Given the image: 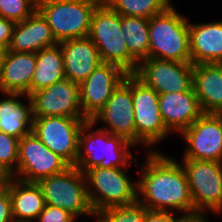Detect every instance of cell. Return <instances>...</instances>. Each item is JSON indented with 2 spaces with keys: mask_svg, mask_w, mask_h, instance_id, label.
I'll list each match as a JSON object with an SVG mask.
<instances>
[{
  "mask_svg": "<svg viewBox=\"0 0 222 222\" xmlns=\"http://www.w3.org/2000/svg\"><path fill=\"white\" fill-rule=\"evenodd\" d=\"M147 156V162L140 171L141 179L137 181V201L149 210L169 211L170 208V212L173 209L181 213L194 212L187 176L181 163L155 150L149 151Z\"/></svg>",
  "mask_w": 222,
  "mask_h": 222,
  "instance_id": "6da1fadb",
  "label": "cell"
},
{
  "mask_svg": "<svg viewBox=\"0 0 222 222\" xmlns=\"http://www.w3.org/2000/svg\"><path fill=\"white\" fill-rule=\"evenodd\" d=\"M94 126L91 120L86 121L79 134L76 166L83 173L94 167L123 168L130 166L129 161H136L129 152L130 146H134L131 142L101 128L91 131Z\"/></svg>",
  "mask_w": 222,
  "mask_h": 222,
  "instance_id": "7a4b0ae2",
  "label": "cell"
},
{
  "mask_svg": "<svg viewBox=\"0 0 222 222\" xmlns=\"http://www.w3.org/2000/svg\"><path fill=\"white\" fill-rule=\"evenodd\" d=\"M174 8L149 19V58L191 63L189 22Z\"/></svg>",
  "mask_w": 222,
  "mask_h": 222,
  "instance_id": "3957f363",
  "label": "cell"
},
{
  "mask_svg": "<svg viewBox=\"0 0 222 222\" xmlns=\"http://www.w3.org/2000/svg\"><path fill=\"white\" fill-rule=\"evenodd\" d=\"M103 0H37V11L56 41L89 36L92 15Z\"/></svg>",
  "mask_w": 222,
  "mask_h": 222,
  "instance_id": "277c9868",
  "label": "cell"
},
{
  "mask_svg": "<svg viewBox=\"0 0 222 222\" xmlns=\"http://www.w3.org/2000/svg\"><path fill=\"white\" fill-rule=\"evenodd\" d=\"M98 49L102 63L114 64L134 74L138 64L130 57L121 29V15L102 1L94 10L88 36Z\"/></svg>",
  "mask_w": 222,
  "mask_h": 222,
  "instance_id": "5b68a950",
  "label": "cell"
},
{
  "mask_svg": "<svg viewBox=\"0 0 222 222\" xmlns=\"http://www.w3.org/2000/svg\"><path fill=\"white\" fill-rule=\"evenodd\" d=\"M125 168L94 167L84 172L90 204L95 213L114 206H127L137 202V181L132 182Z\"/></svg>",
  "mask_w": 222,
  "mask_h": 222,
  "instance_id": "8992f818",
  "label": "cell"
},
{
  "mask_svg": "<svg viewBox=\"0 0 222 222\" xmlns=\"http://www.w3.org/2000/svg\"><path fill=\"white\" fill-rule=\"evenodd\" d=\"M37 184L46 205L67 210L76 218L81 215L94 216L85 175L77 166H70L62 173L43 178Z\"/></svg>",
  "mask_w": 222,
  "mask_h": 222,
  "instance_id": "52a82bcc",
  "label": "cell"
},
{
  "mask_svg": "<svg viewBox=\"0 0 222 222\" xmlns=\"http://www.w3.org/2000/svg\"><path fill=\"white\" fill-rule=\"evenodd\" d=\"M194 211L222 212V162L183 159Z\"/></svg>",
  "mask_w": 222,
  "mask_h": 222,
  "instance_id": "ba28073f",
  "label": "cell"
},
{
  "mask_svg": "<svg viewBox=\"0 0 222 222\" xmlns=\"http://www.w3.org/2000/svg\"><path fill=\"white\" fill-rule=\"evenodd\" d=\"M68 167L70 165L51 151L32 131L19 140L17 172L12 177L37 183L43 178L62 173Z\"/></svg>",
  "mask_w": 222,
  "mask_h": 222,
  "instance_id": "9c48e42d",
  "label": "cell"
},
{
  "mask_svg": "<svg viewBox=\"0 0 222 222\" xmlns=\"http://www.w3.org/2000/svg\"><path fill=\"white\" fill-rule=\"evenodd\" d=\"M132 100L136 145L151 147L170 133L160 114L159 94L132 74Z\"/></svg>",
  "mask_w": 222,
  "mask_h": 222,
  "instance_id": "30bf717a",
  "label": "cell"
},
{
  "mask_svg": "<svg viewBox=\"0 0 222 222\" xmlns=\"http://www.w3.org/2000/svg\"><path fill=\"white\" fill-rule=\"evenodd\" d=\"M87 118L39 117L33 118L32 131L55 154L70 166H76L79 134Z\"/></svg>",
  "mask_w": 222,
  "mask_h": 222,
  "instance_id": "8fae6325",
  "label": "cell"
},
{
  "mask_svg": "<svg viewBox=\"0 0 222 222\" xmlns=\"http://www.w3.org/2000/svg\"><path fill=\"white\" fill-rule=\"evenodd\" d=\"M134 75L158 94L190 91L193 64L148 58L138 64Z\"/></svg>",
  "mask_w": 222,
  "mask_h": 222,
  "instance_id": "7c38bea8",
  "label": "cell"
},
{
  "mask_svg": "<svg viewBox=\"0 0 222 222\" xmlns=\"http://www.w3.org/2000/svg\"><path fill=\"white\" fill-rule=\"evenodd\" d=\"M103 121L106 125L101 129L112 135L121 136L136 145V128L132 100V74H127L124 80L112 92L104 107L96 113L91 121ZM109 127V129H108Z\"/></svg>",
  "mask_w": 222,
  "mask_h": 222,
  "instance_id": "4fadbf2b",
  "label": "cell"
},
{
  "mask_svg": "<svg viewBox=\"0 0 222 222\" xmlns=\"http://www.w3.org/2000/svg\"><path fill=\"white\" fill-rule=\"evenodd\" d=\"M187 142L183 159L222 162V116L203 113L180 133Z\"/></svg>",
  "mask_w": 222,
  "mask_h": 222,
  "instance_id": "5bb4252c",
  "label": "cell"
},
{
  "mask_svg": "<svg viewBox=\"0 0 222 222\" xmlns=\"http://www.w3.org/2000/svg\"><path fill=\"white\" fill-rule=\"evenodd\" d=\"M29 98L32 101L33 118H86L80 105L79 84L67 78L33 92Z\"/></svg>",
  "mask_w": 222,
  "mask_h": 222,
  "instance_id": "9a60e30c",
  "label": "cell"
},
{
  "mask_svg": "<svg viewBox=\"0 0 222 222\" xmlns=\"http://www.w3.org/2000/svg\"><path fill=\"white\" fill-rule=\"evenodd\" d=\"M126 75L127 73L117 65L101 63L79 84L80 105L88 120L104 107Z\"/></svg>",
  "mask_w": 222,
  "mask_h": 222,
  "instance_id": "2e32d148",
  "label": "cell"
},
{
  "mask_svg": "<svg viewBox=\"0 0 222 222\" xmlns=\"http://www.w3.org/2000/svg\"><path fill=\"white\" fill-rule=\"evenodd\" d=\"M158 103L162 120L171 132L181 133L203 114L194 88L190 91L159 94Z\"/></svg>",
  "mask_w": 222,
  "mask_h": 222,
  "instance_id": "e0dca14e",
  "label": "cell"
},
{
  "mask_svg": "<svg viewBox=\"0 0 222 222\" xmlns=\"http://www.w3.org/2000/svg\"><path fill=\"white\" fill-rule=\"evenodd\" d=\"M64 57L65 78L80 84L102 63L89 37L59 42Z\"/></svg>",
  "mask_w": 222,
  "mask_h": 222,
  "instance_id": "ac0fdd59",
  "label": "cell"
},
{
  "mask_svg": "<svg viewBox=\"0 0 222 222\" xmlns=\"http://www.w3.org/2000/svg\"><path fill=\"white\" fill-rule=\"evenodd\" d=\"M1 63L0 93H19L29 97L36 54L6 49L3 50Z\"/></svg>",
  "mask_w": 222,
  "mask_h": 222,
  "instance_id": "d6986e66",
  "label": "cell"
},
{
  "mask_svg": "<svg viewBox=\"0 0 222 222\" xmlns=\"http://www.w3.org/2000/svg\"><path fill=\"white\" fill-rule=\"evenodd\" d=\"M51 28L43 16L36 10L30 17L16 22L11 42L7 50L22 53L38 51L57 45Z\"/></svg>",
  "mask_w": 222,
  "mask_h": 222,
  "instance_id": "ffe728a7",
  "label": "cell"
},
{
  "mask_svg": "<svg viewBox=\"0 0 222 222\" xmlns=\"http://www.w3.org/2000/svg\"><path fill=\"white\" fill-rule=\"evenodd\" d=\"M191 63L222 64V21L189 22Z\"/></svg>",
  "mask_w": 222,
  "mask_h": 222,
  "instance_id": "44dd1931",
  "label": "cell"
},
{
  "mask_svg": "<svg viewBox=\"0 0 222 222\" xmlns=\"http://www.w3.org/2000/svg\"><path fill=\"white\" fill-rule=\"evenodd\" d=\"M193 88L203 113L222 112V64L193 65Z\"/></svg>",
  "mask_w": 222,
  "mask_h": 222,
  "instance_id": "7402d4cb",
  "label": "cell"
},
{
  "mask_svg": "<svg viewBox=\"0 0 222 222\" xmlns=\"http://www.w3.org/2000/svg\"><path fill=\"white\" fill-rule=\"evenodd\" d=\"M7 188L11 196L14 222L35 221L46 205L40 186L36 182L12 177Z\"/></svg>",
  "mask_w": 222,
  "mask_h": 222,
  "instance_id": "603a6c76",
  "label": "cell"
},
{
  "mask_svg": "<svg viewBox=\"0 0 222 222\" xmlns=\"http://www.w3.org/2000/svg\"><path fill=\"white\" fill-rule=\"evenodd\" d=\"M5 95L6 98L0 100V131L20 140L32 132V101L25 94L5 93ZM22 96H26L29 105L18 100Z\"/></svg>",
  "mask_w": 222,
  "mask_h": 222,
  "instance_id": "cb8c5ba5",
  "label": "cell"
},
{
  "mask_svg": "<svg viewBox=\"0 0 222 222\" xmlns=\"http://www.w3.org/2000/svg\"><path fill=\"white\" fill-rule=\"evenodd\" d=\"M35 54L36 66L31 80L30 95L65 78L64 57L59 43Z\"/></svg>",
  "mask_w": 222,
  "mask_h": 222,
  "instance_id": "d4e9b609",
  "label": "cell"
},
{
  "mask_svg": "<svg viewBox=\"0 0 222 222\" xmlns=\"http://www.w3.org/2000/svg\"><path fill=\"white\" fill-rule=\"evenodd\" d=\"M121 29L130 57L139 64L149 58V19L121 16Z\"/></svg>",
  "mask_w": 222,
  "mask_h": 222,
  "instance_id": "484cf974",
  "label": "cell"
},
{
  "mask_svg": "<svg viewBox=\"0 0 222 222\" xmlns=\"http://www.w3.org/2000/svg\"><path fill=\"white\" fill-rule=\"evenodd\" d=\"M121 16L148 18L165 11L170 0H103Z\"/></svg>",
  "mask_w": 222,
  "mask_h": 222,
  "instance_id": "4316f807",
  "label": "cell"
},
{
  "mask_svg": "<svg viewBox=\"0 0 222 222\" xmlns=\"http://www.w3.org/2000/svg\"><path fill=\"white\" fill-rule=\"evenodd\" d=\"M148 209L138 201L127 206H114L104 209L100 214L108 222H145Z\"/></svg>",
  "mask_w": 222,
  "mask_h": 222,
  "instance_id": "83f0119b",
  "label": "cell"
},
{
  "mask_svg": "<svg viewBox=\"0 0 222 222\" xmlns=\"http://www.w3.org/2000/svg\"><path fill=\"white\" fill-rule=\"evenodd\" d=\"M37 10V0H0V16L16 22L30 17Z\"/></svg>",
  "mask_w": 222,
  "mask_h": 222,
  "instance_id": "f1b7e54d",
  "label": "cell"
},
{
  "mask_svg": "<svg viewBox=\"0 0 222 222\" xmlns=\"http://www.w3.org/2000/svg\"><path fill=\"white\" fill-rule=\"evenodd\" d=\"M18 143V138L0 131V164L12 175L17 170Z\"/></svg>",
  "mask_w": 222,
  "mask_h": 222,
  "instance_id": "f546056e",
  "label": "cell"
},
{
  "mask_svg": "<svg viewBox=\"0 0 222 222\" xmlns=\"http://www.w3.org/2000/svg\"><path fill=\"white\" fill-rule=\"evenodd\" d=\"M76 217L69 211L45 205L44 209L38 215L36 222H75Z\"/></svg>",
  "mask_w": 222,
  "mask_h": 222,
  "instance_id": "4dcf8cb0",
  "label": "cell"
},
{
  "mask_svg": "<svg viewBox=\"0 0 222 222\" xmlns=\"http://www.w3.org/2000/svg\"><path fill=\"white\" fill-rule=\"evenodd\" d=\"M0 222H14L8 188L0 190Z\"/></svg>",
  "mask_w": 222,
  "mask_h": 222,
  "instance_id": "1f68e13d",
  "label": "cell"
},
{
  "mask_svg": "<svg viewBox=\"0 0 222 222\" xmlns=\"http://www.w3.org/2000/svg\"><path fill=\"white\" fill-rule=\"evenodd\" d=\"M15 23L0 16V48L6 50L11 42Z\"/></svg>",
  "mask_w": 222,
  "mask_h": 222,
  "instance_id": "d6a6232c",
  "label": "cell"
},
{
  "mask_svg": "<svg viewBox=\"0 0 222 222\" xmlns=\"http://www.w3.org/2000/svg\"><path fill=\"white\" fill-rule=\"evenodd\" d=\"M173 212L159 211V210H147L145 222H170Z\"/></svg>",
  "mask_w": 222,
  "mask_h": 222,
  "instance_id": "836d02e7",
  "label": "cell"
},
{
  "mask_svg": "<svg viewBox=\"0 0 222 222\" xmlns=\"http://www.w3.org/2000/svg\"><path fill=\"white\" fill-rule=\"evenodd\" d=\"M202 214L205 213L202 211H194L191 213H183L179 218H174L172 215L170 222H208Z\"/></svg>",
  "mask_w": 222,
  "mask_h": 222,
  "instance_id": "e575fe53",
  "label": "cell"
},
{
  "mask_svg": "<svg viewBox=\"0 0 222 222\" xmlns=\"http://www.w3.org/2000/svg\"><path fill=\"white\" fill-rule=\"evenodd\" d=\"M12 178V174L0 164V190L6 189Z\"/></svg>",
  "mask_w": 222,
  "mask_h": 222,
  "instance_id": "d590c367",
  "label": "cell"
},
{
  "mask_svg": "<svg viewBox=\"0 0 222 222\" xmlns=\"http://www.w3.org/2000/svg\"><path fill=\"white\" fill-rule=\"evenodd\" d=\"M94 216L95 219L97 217L96 222H108L100 213H95Z\"/></svg>",
  "mask_w": 222,
  "mask_h": 222,
  "instance_id": "8d00e7d4",
  "label": "cell"
},
{
  "mask_svg": "<svg viewBox=\"0 0 222 222\" xmlns=\"http://www.w3.org/2000/svg\"><path fill=\"white\" fill-rule=\"evenodd\" d=\"M2 53H3V49L0 48V59H2Z\"/></svg>",
  "mask_w": 222,
  "mask_h": 222,
  "instance_id": "74e56055",
  "label": "cell"
},
{
  "mask_svg": "<svg viewBox=\"0 0 222 222\" xmlns=\"http://www.w3.org/2000/svg\"><path fill=\"white\" fill-rule=\"evenodd\" d=\"M1 66H2V63H1V59H0V77H1Z\"/></svg>",
  "mask_w": 222,
  "mask_h": 222,
  "instance_id": "f35d334b",
  "label": "cell"
}]
</instances>
